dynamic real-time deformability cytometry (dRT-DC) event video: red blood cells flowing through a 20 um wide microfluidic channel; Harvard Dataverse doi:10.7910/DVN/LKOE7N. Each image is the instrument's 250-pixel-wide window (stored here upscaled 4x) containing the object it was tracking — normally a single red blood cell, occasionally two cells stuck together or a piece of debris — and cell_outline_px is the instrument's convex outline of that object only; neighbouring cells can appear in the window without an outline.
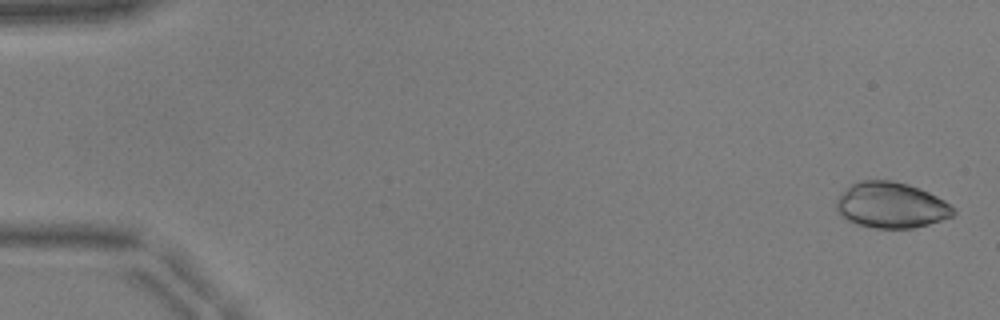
{"species": "common noctule bat (a hibernating species)", "species_latin": "Nyctalus noctula", "temperature_condition": "warm", "stored_images_in_passage": 52, "camera_frame_rate_fps": 3000, "um_per_image_px": 0.085, "animal": {"sex": "male", "body_mass_g": 17.9, "forearm_length_mm": 54.2}, "frame": {"image": 1, "passage_image": 2, "time_ms": 0.333, "image_size_px": [1000, 320], "cell_outline_px": [[956, 212], [952, 216], [928, 224], [912, 228], [876, 228], [856, 224], [848, 220], [836, 208], [836, 200], [852, 184], [860, 180], [892, 180], [908, 184], [920, 188], [944, 200], [956, 208]], "centroid_in_image_um": [75.78, 17.43], "position_along_channel_um": 9.2, "area_um2": 30.98}}
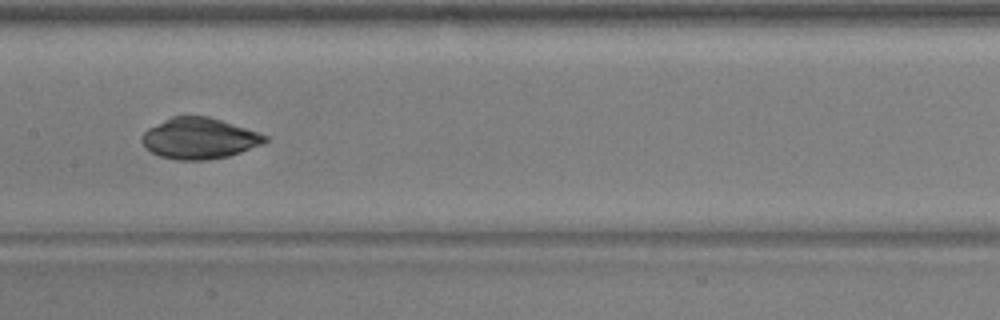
{"frame": {"image": 2, "passage_image": 27, "time_ms": 8.667, "image_size_px": [1000, 320], "cell_outline_px": [[268, 140], [260, 144], [240, 152], [228, 156], [204, 160], [176, 160], [160, 156], [152, 152], [144, 144], [144, 132], [148, 128], [172, 116], [208, 116], [268, 136]], "centroid_in_image_um": [16.93, 11.76], "position_along_channel_um": 190.5, "area_um2": 28.73}}
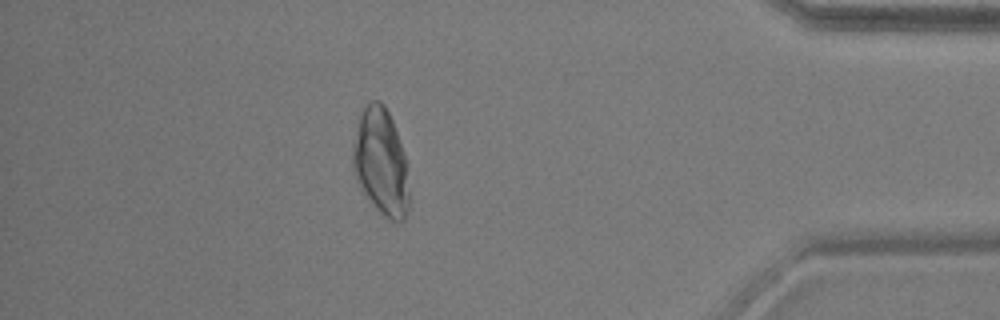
{"frame": {"image": 3, "passage_image": 46, "time_ms": 15.0, "image_size_px": [1000, 320], "cell_outline_px": [[408, 208], [404, 220], [400, 224], [396, 224], [388, 220], [376, 208], [364, 192], [356, 180], [352, 168], [352, 144], [360, 116], [364, 108], [372, 100], [380, 100], [384, 104], [392, 120], [404, 156], [408, 192]], "centroid_in_image_um": [32.35, 13.81], "position_along_channel_um": 402.8, "area_um2": 34.62}}